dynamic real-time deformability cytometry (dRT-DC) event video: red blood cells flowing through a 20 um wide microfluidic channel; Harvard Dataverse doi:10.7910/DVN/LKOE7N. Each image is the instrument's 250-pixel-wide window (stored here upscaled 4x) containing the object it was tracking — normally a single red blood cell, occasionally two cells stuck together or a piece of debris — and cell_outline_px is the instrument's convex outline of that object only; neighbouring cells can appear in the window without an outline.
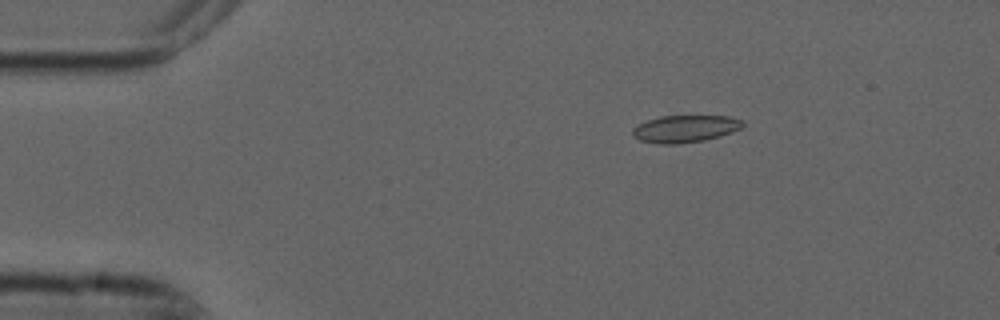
{"species": "common noctule bat (a hibernating species)", "species_latin": "Nyctalus noctula", "temperature_condition": "cold", "stored_images_in_passage": 4, "camera_frame_rate_fps": 3000, "um_per_image_px": 0.085, "animal": {"sex": "male", "forearm_length_mm": 52.5}, "frame": {"image": 1, "passage_image": 2, "time_ms": 0.333, "image_size_px": [1000, 320], "cell_outline_px": [[744, 124], [740, 128], [732, 132], [720, 136], [704, 140], [676, 144], [660, 144], [640, 140], [632, 136], [632, 128], [648, 120], [660, 116], [728, 116], [744, 120]], "centroid_in_image_um": [58.24, 10.94], "position_along_channel_um": 26.8, "area_um2": 17.4}}
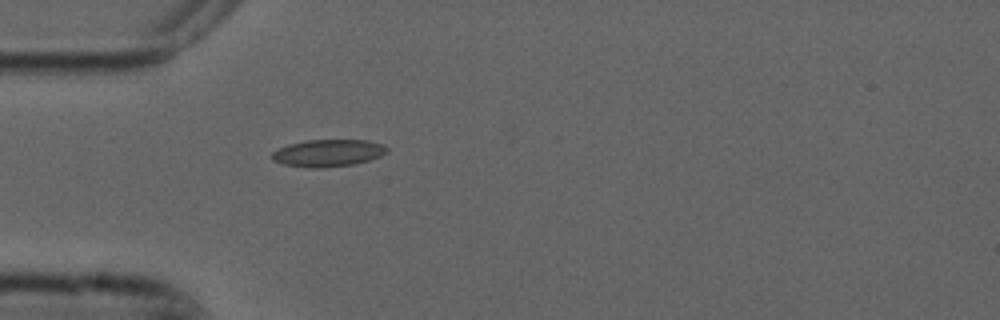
{"frame": {"image": 2, "passage_image": 4, "time_ms": 1.0, "image_size_px": [1000, 320], "cell_outline_px": [[388, 152], [380, 156], [368, 160], [352, 164], [320, 168], [308, 168], [284, 164], [272, 160], [272, 152], [288, 144], [308, 140], [368, 140], [384, 144], [388, 148]], "centroid_in_image_um": [27.9, 13.0], "position_along_channel_um": 57.1, "area_um2": 18.15}}